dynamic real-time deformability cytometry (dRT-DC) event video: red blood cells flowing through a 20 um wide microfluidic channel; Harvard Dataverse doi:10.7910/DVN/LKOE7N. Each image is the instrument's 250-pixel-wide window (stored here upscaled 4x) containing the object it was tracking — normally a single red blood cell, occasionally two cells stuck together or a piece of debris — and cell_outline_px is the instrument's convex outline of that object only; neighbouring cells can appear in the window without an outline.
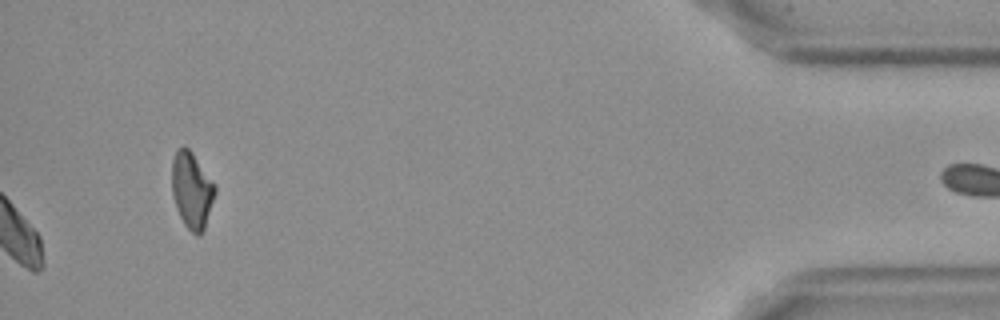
{"species": "Egyptian fruit bat (a non-hibernating species)", "species_latin": "Rousettus aegyptiacus", "temperature_condition": "cold", "stored_images_in_passage": 53, "camera_frame_rate_fps": 3000, "um_per_image_px": 0.085, "frame": {"image": 1, "passage_image": 53, "time_ms": 17.333, "image_size_px": [1000, 320], "cell_outline_px": [[216, 192], [204, 228], [200, 236], [196, 236], [184, 224], [176, 208], [172, 192], [172, 160], [176, 148], [184, 144], [192, 152], [216, 188]], "centroid_in_image_um": [16.27, 16.15], "position_along_channel_um": 418.9, "area_um2": 19.02}, "authors_computed_cell_mechanics": {"area_um2": 21.6172, "velocity_mm_per_s": 3.5822, "shape_relaxation_time_tau1_ms": 6.2996, "shape_relaxation_time_tau2_ms": 7.2715, "deformation_change_tau1": 0.0802, "deformation_change_tau2": 0.1166}}